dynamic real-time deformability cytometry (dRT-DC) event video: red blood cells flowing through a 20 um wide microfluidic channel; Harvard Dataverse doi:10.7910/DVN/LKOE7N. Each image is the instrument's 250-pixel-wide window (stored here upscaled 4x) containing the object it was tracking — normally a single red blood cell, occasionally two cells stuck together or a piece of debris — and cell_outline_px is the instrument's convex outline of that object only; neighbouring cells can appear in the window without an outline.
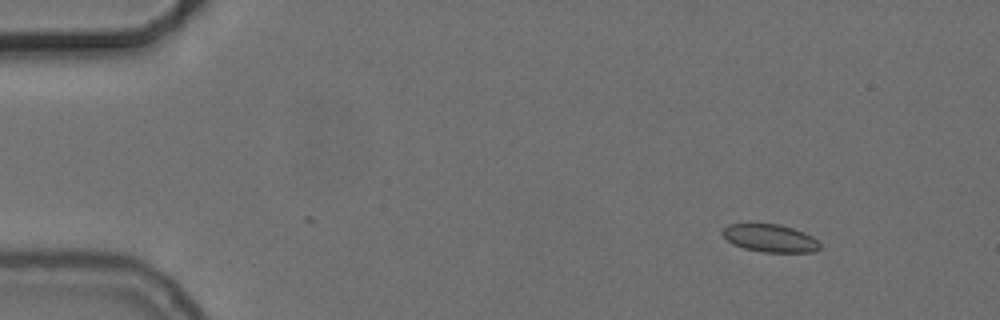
{"species": "common noctule bat (a hibernating species)", "species_latin": "Nyctalus noctula", "temperature_condition": "cold", "stored_images_in_passage": 50, "camera_frame_rate_fps": 3000, "um_per_image_px": 0.085, "animal": {"sex": "female", "body_mass_g": 24.6, "forearm_length_mm": 56.2}, "frame": {"image": 1, "passage_image": 1, "time_ms": 0.0, "image_size_px": [1000, 320], "cell_outline_px": [[820, 248], [816, 252], [764, 252], [744, 248], [732, 244], [720, 232], [728, 224], [780, 224], [804, 232], [812, 236], [820, 244]], "centroid_in_image_um": [65.46, 20.25], "position_along_channel_um": 19.5, "area_um2": 15.72}}
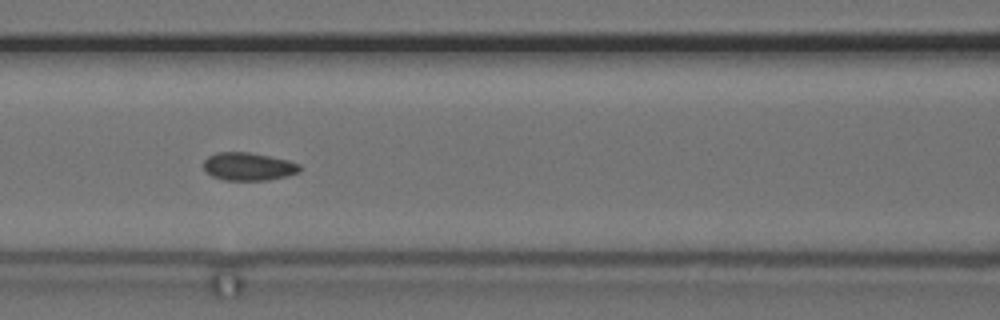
{"frame": {"image": 2, "passage_image": 19, "time_ms": 6.0, "image_size_px": [1000, 320], "cell_outline_px": [[300, 172], [268, 180], [224, 180], [212, 176], [204, 168], [204, 160], [208, 156], [216, 152], [248, 152], [288, 160], [300, 164]], "centroid_in_image_um": [21.1, 14.15], "position_along_channel_um": 145.5, "area_um2": 15.55}}
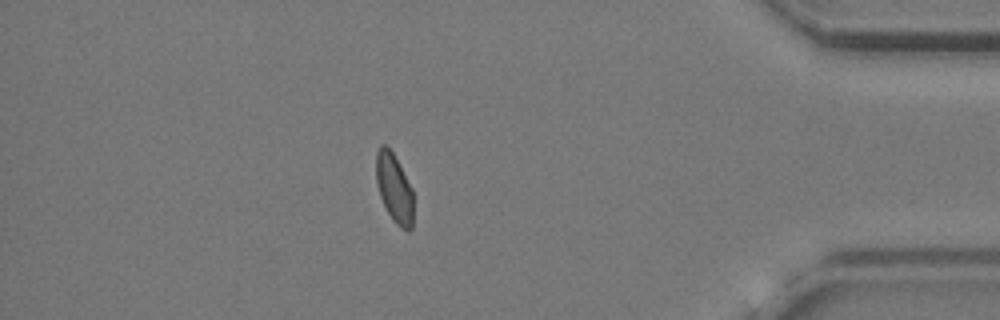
{"frame": {"image": 3, "passage_image": 43, "time_ms": 14.0, "image_size_px": [1000, 320], "cell_outline_px": [[412, 228], [408, 232], [400, 228], [392, 220], [380, 196], [376, 184], [376, 152], [380, 144], [384, 144], [392, 152], [412, 188]], "centroid_in_image_um": [33.49, 16.01], "position_along_channel_um": 401.7, "area_um2": 14.85}, "authors_computed_cell_mechanics": {"area_um2": 15.7216, "velocity_mm_per_s": 3.7005, "shape_relaxation_time_tau1_ms": null, "shape_relaxation_time_tau2_ms": 1.4612, "deformation_change_tau1": null, "deformation_change_tau2": 0.0453}}